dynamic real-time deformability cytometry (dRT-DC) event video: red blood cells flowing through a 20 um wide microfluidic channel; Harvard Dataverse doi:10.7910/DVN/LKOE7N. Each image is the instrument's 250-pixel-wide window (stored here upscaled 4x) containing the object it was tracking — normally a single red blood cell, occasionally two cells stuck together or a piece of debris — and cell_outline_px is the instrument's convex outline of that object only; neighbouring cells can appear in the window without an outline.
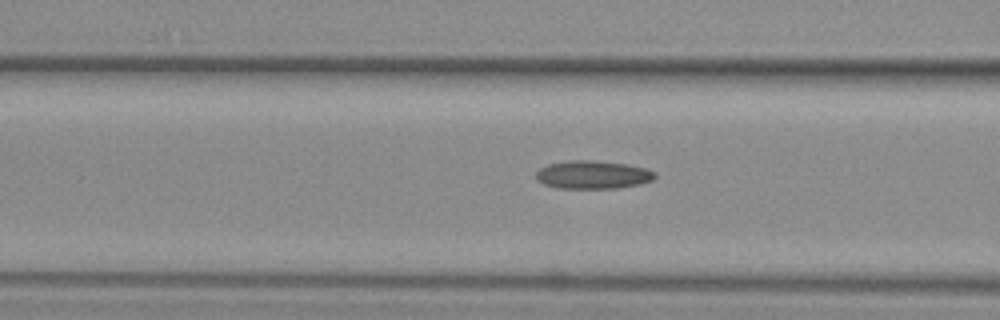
{"species": "common noctule bat (a hibernating species)", "species_latin": "Nyctalus noctula", "temperature_condition": "warm", "stored_images_in_passage": 11, "camera_frame_rate_fps": 3000, "um_per_image_px": 0.085, "animal": {"sex": "female", "body_mass_g": 29.2, "forearm_length_mm": 56.3}, "frame": {"image": 1, "passage_image": 10, "time_ms": 3.0, "image_size_px": [1000, 320], "cell_outline_px": [[656, 176], [652, 180], [640, 184], [616, 188], [556, 188], [544, 184], [536, 180], [536, 172], [540, 168], [548, 164], [568, 160], [588, 160], [628, 164], [648, 168], [656, 172]], "centroid_in_image_um": [50.39, 14.85], "position_along_channel_um": 116.2, "area_um2": 19.65}}